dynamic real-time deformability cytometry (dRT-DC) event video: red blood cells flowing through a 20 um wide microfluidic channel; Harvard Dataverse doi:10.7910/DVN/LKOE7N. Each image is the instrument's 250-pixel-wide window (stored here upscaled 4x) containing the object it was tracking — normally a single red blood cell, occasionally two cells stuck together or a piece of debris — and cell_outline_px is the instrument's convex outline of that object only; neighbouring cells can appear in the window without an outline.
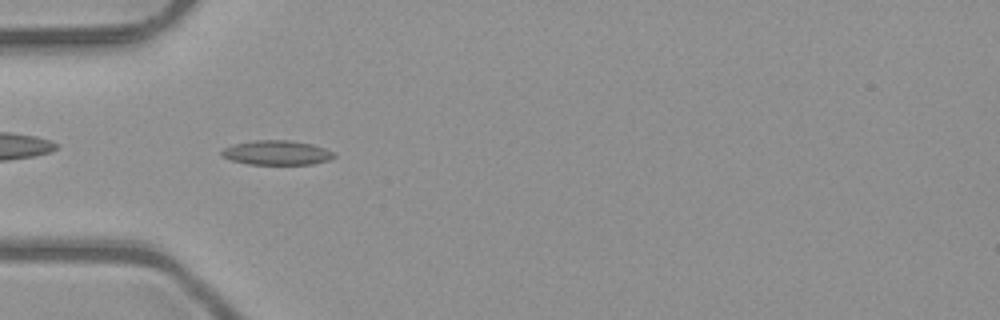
{"species": "common noctule bat (a hibernating species)", "species_latin": "Nyctalus noctula", "temperature_condition": "room temperature", "stored_images_in_passage": 38, "camera_frame_rate_fps": 3000, "um_per_image_px": 0.085, "animal": {"sex": "male", "body_mass_g": 23.1, "forearm_length_mm": 52.7}, "frame": {"image": 1, "passage_image": 3, "time_ms": 0.667, "image_size_px": [1000, 320], "cell_outline_px": [[336, 156], [328, 160], [312, 164], [248, 164], [232, 160], [220, 156], [220, 152], [224, 148], [236, 144], [256, 140], [288, 140], [312, 144], [324, 148], [332, 152]], "centroid_in_image_um": [23.51, 12.98], "position_along_channel_um": 61.5, "area_um2": 15.84}}
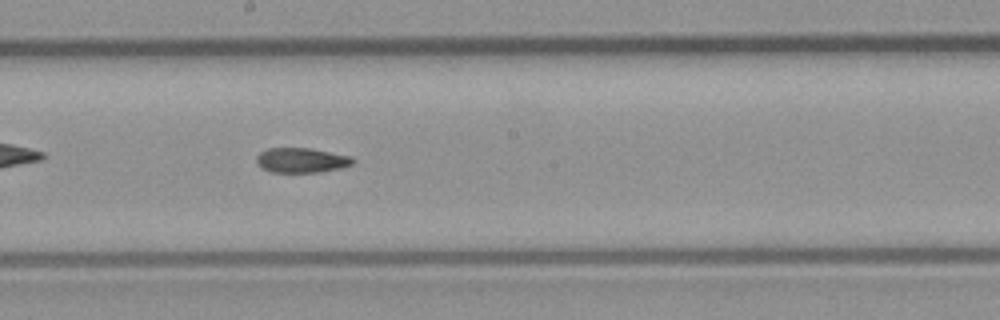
{"frame": {"image": 2, "passage_image": 15, "time_ms": 4.667, "image_size_px": [1000, 320], "cell_outline_px": [[356, 160], [352, 164], [344, 168], [320, 172], [272, 172], [260, 168], [256, 164], [256, 156], [260, 152], [268, 148], [312, 148], [352, 156]], "centroid_in_image_um": [25.64, 13.62], "position_along_channel_um": 222.6, "area_um2": 14.28}}
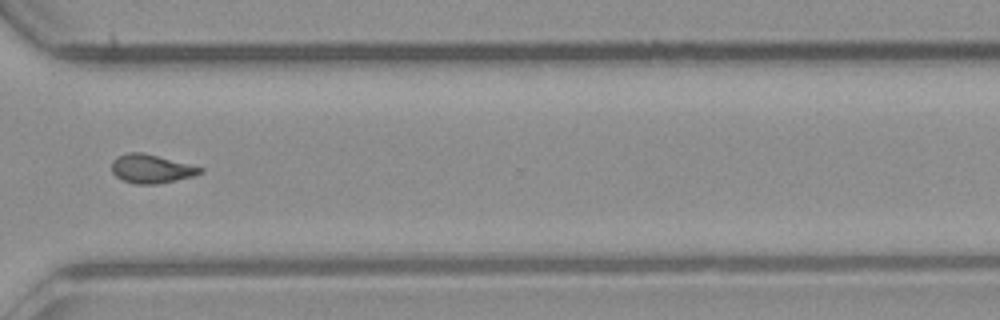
{"frame": {"image": 3, "passage_image": 25, "time_ms": 8.0, "image_size_px": [1000, 320], "cell_outline_px": [[204, 172], [196, 176], [156, 184], [136, 184], [120, 180], [112, 172], [112, 160], [116, 156], [128, 152], [140, 152], [204, 168]], "centroid_in_image_um": [12.84, 14.36], "position_along_channel_um": 357.8, "area_um2": 14.8}, "authors_computed_cell_mechanics": {"area_um2": 14.3922, "velocity_mm_per_s": 4.0644, "shape_relaxation_time_tau1_ms": null, "shape_relaxation_time_tau2_ms": 4.4248, "deformation_change_tau1": null, "deformation_change_tau2": 0.0984}}